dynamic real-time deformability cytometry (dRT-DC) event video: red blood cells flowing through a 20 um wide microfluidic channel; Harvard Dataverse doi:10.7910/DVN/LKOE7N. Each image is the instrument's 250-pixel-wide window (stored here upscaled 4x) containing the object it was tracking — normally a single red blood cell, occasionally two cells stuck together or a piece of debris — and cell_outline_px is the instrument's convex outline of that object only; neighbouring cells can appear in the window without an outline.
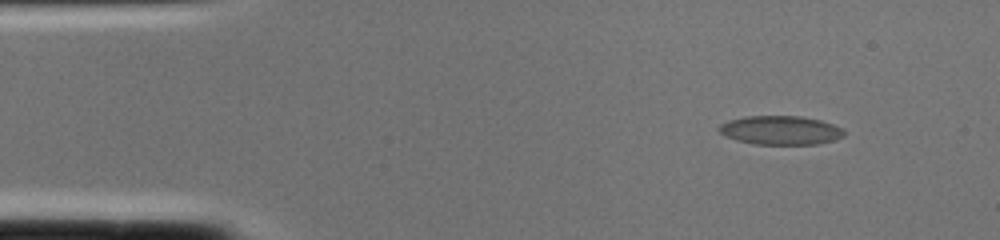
{"species": "common noctule bat (a hibernating species)", "species_latin": "Nyctalus noctula", "temperature_condition": "cold", "stored_images_in_passage": 1, "camera_frame_rate_fps": 3000, "um_per_image_px": 0.085, "animal": {"sex": "female", "body_mass_g": 22.0, "forearm_length_mm": 56.7}, "frame": {"image": 1, "passage_image": 1, "time_ms": 0.0, "image_size_px": [1000, 240], "cell_outline_px": [[844, 136], [832, 140], [816, 144], [756, 144], [736, 140], [720, 132], [716, 128], [720, 124], [728, 120], [744, 116], [800, 116], [820, 120], [844, 128]], "centroid_in_image_um": [66.33, 11.06], "position_along_channel_um": 18.7, "area_um2": 20.98}}